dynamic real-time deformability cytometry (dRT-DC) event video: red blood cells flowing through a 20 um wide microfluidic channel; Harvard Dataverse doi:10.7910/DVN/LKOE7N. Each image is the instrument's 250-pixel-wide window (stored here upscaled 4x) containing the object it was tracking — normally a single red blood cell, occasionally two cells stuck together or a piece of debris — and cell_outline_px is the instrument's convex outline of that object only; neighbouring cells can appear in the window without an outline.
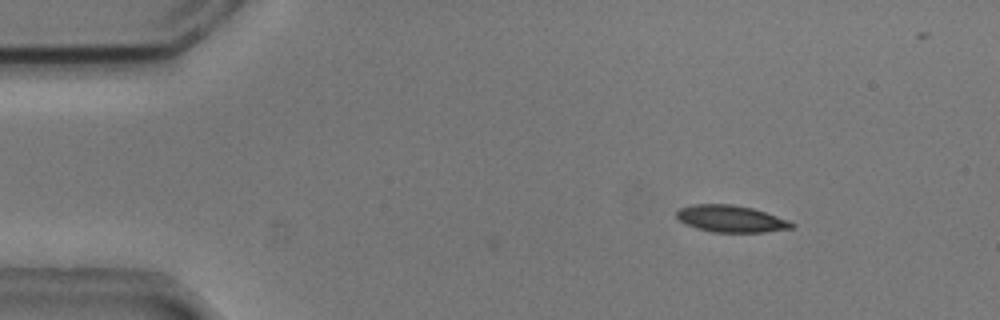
{"species": "common noctule bat (a hibernating species)", "species_latin": "Nyctalus noctula", "temperature_condition": "cold", "stored_images_in_passage": 8, "camera_frame_rate_fps": 3000, "um_per_image_px": 0.085, "animal": {"sex": "male", "body_mass_g": 20.5, "forearm_length_mm": 52.5}, "frame": {"image": 1, "passage_image": 8, "time_ms": 2.333, "image_size_px": [1000, 320], "cell_outline_px": [[796, 224], [792, 228], [764, 232], [712, 232], [696, 228], [680, 220], [676, 216], [676, 212], [680, 208], [692, 204], [732, 204], [752, 208], [788, 220]], "centroid_in_image_um": [62.12, 18.59], "position_along_channel_um": 22.9, "area_um2": 17.86}}